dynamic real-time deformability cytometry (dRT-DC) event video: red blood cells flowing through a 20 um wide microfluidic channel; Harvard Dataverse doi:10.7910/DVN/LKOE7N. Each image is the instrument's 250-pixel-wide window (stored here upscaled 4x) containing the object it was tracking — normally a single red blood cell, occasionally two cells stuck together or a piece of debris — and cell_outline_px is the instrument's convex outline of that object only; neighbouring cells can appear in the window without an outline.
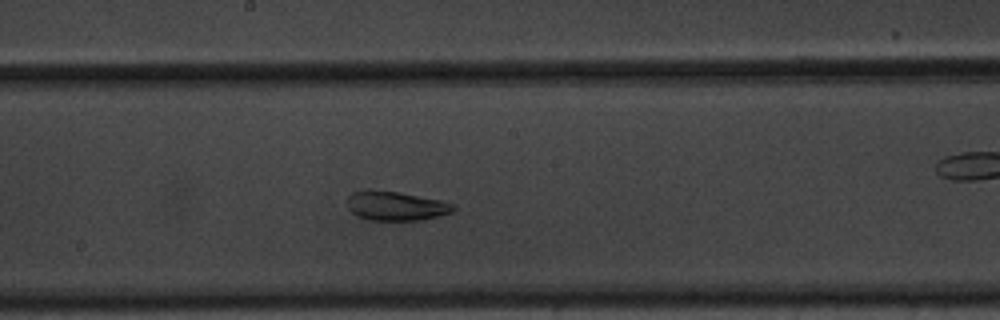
{"species": "common noctule bat (a hibernating species)", "species_latin": "Nyctalus noctula", "temperature_condition": "warm", "stored_images_in_passage": 52, "camera_frame_rate_fps": 3000, "um_per_image_px": 0.085, "animal": {"sex": "male", "body_mass_g": 20.1, "forearm_length_mm": 53.5}, "frame": {"image": 1, "passage_image": 28, "time_ms": 9.0, "image_size_px": [1000, 320], "cell_outline_px": [[456, 208], [452, 212], [420, 220], [368, 220], [356, 216], [348, 208], [348, 196], [352, 192], [400, 192], [440, 200], [456, 204]], "centroid_in_image_um": [33.69, 17.53], "position_along_channel_um": 214.5, "area_um2": 17.63}}
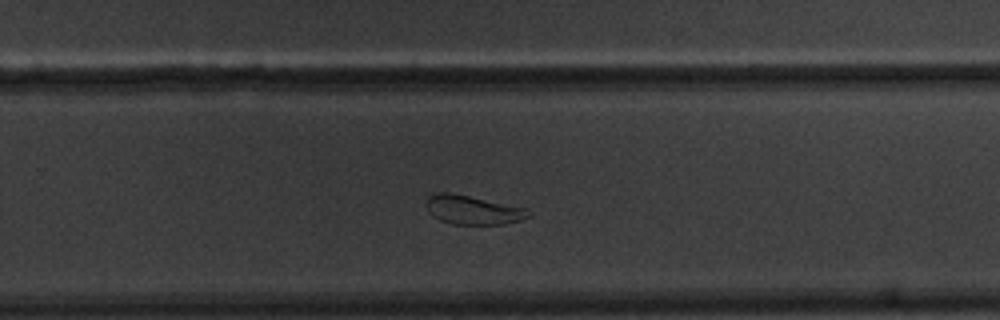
{"frame": {"image": 2, "passage_image": 35, "time_ms": 11.333, "image_size_px": [1000, 320], "cell_outline_px": [[532, 216], [520, 220], [504, 224], [452, 224], [440, 220], [432, 216], [428, 212], [424, 204], [428, 196], [436, 192], [452, 192], [528, 208], [532, 212]], "centroid_in_image_um": [40.18, 17.83], "position_along_channel_um": 289.6, "area_um2": 17.69}}
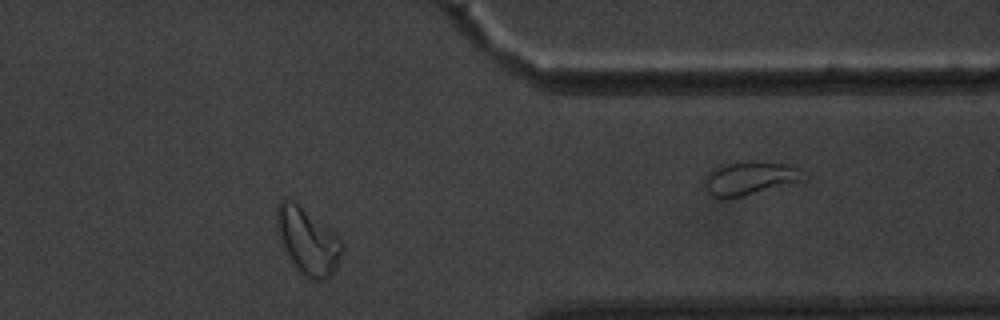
{"frame": {"image": 3, "passage_image": 45, "time_ms": 14.667, "image_size_px": [1000, 320], "cell_outline_px": [[344, 248], [336, 268], [324, 280], [312, 280], [304, 276], [292, 264], [280, 244], [276, 228], [276, 208], [280, 200], [292, 200], [332, 232], [336, 236]], "centroid_in_image_um": [26.09, 20.53], "position_along_channel_um": 385.3, "area_um2": 24.85}, "authors_computed_cell_mechanics": {"area_um2": 21.9062, "velocity_mm_per_s": 3.2305, "shape_relaxation_time_tau1_ms": null, "shape_relaxation_time_tau2_ms": 2.7781, "deformation_change_tau1": null, "deformation_change_tau2": 0.0861}}